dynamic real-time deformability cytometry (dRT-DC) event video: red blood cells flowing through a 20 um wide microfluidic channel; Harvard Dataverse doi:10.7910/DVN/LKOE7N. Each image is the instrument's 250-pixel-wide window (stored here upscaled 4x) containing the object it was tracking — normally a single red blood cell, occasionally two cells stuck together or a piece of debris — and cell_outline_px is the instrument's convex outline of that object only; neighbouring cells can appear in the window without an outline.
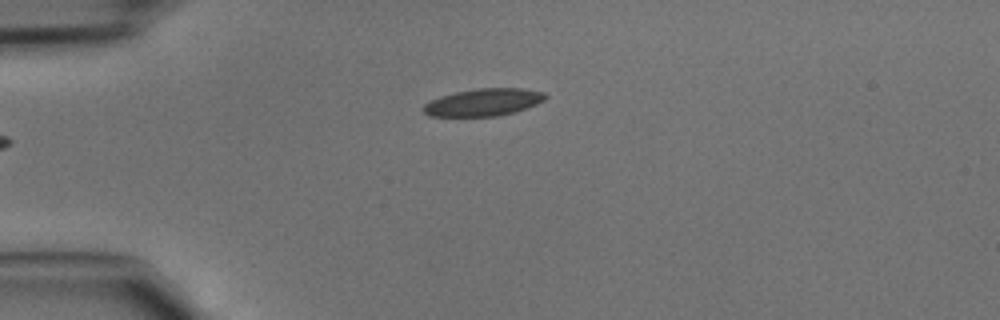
{"species": "common noctule bat (a hibernating species)", "species_latin": "Nyctalus noctula", "temperature_condition": "cold", "stored_images_in_passage": 31, "camera_frame_rate_fps": 3000, "um_per_image_px": 0.085, "animal": {"sex": "male", "body_mass_g": 15.6}, "frame": {"image": 1, "passage_image": 1, "time_ms": 0.0, "image_size_px": [1000, 320], "cell_outline_px": [[548, 96], [544, 100], [536, 104], [500, 116], [428, 116], [420, 108], [424, 104], [440, 96], [456, 92], [476, 88], [524, 88], [544, 92]], "centroid_in_image_um": [41.08, 8.69], "position_along_channel_um": 43.9, "area_um2": 19.42}}
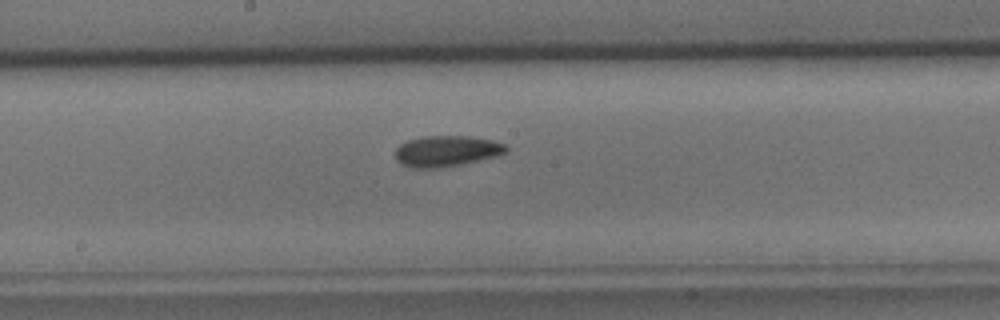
{"frame": {"image": 2, "passage_image": 14, "time_ms": 4.333, "image_size_px": [1000, 320], "cell_outline_px": [[508, 152], [496, 156], [460, 164], [440, 168], [412, 168], [400, 164], [396, 160], [396, 148], [400, 144], [408, 140], [424, 136], [468, 136], [492, 140], [504, 144], [508, 148]], "centroid_in_image_um": [37.94, 12.84], "position_along_channel_um": 210.3, "area_um2": 19.94}}
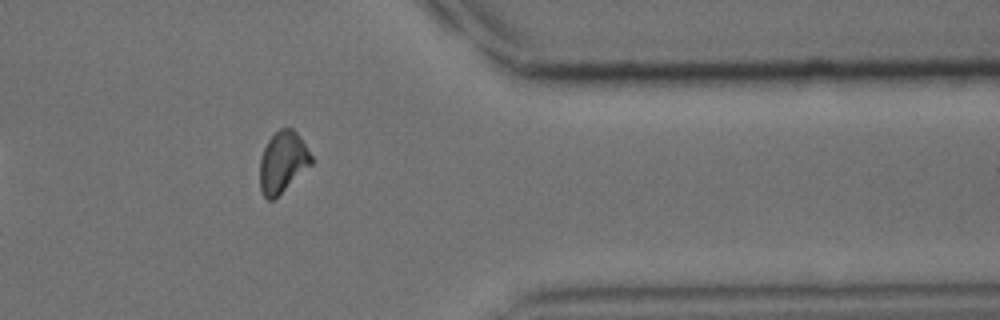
{"frame": {"image": 3, "passage_image": 27, "time_ms": 8.667, "image_size_px": [1000, 320], "cell_outline_px": [[312, 164], [272, 200], [268, 200], [264, 196], [260, 188], [260, 156], [268, 140], [280, 128], [292, 128], [296, 132], [312, 156]], "centroid_in_image_um": [24.01, 13.76], "position_along_channel_um": 387.4, "area_um2": 17.98}}